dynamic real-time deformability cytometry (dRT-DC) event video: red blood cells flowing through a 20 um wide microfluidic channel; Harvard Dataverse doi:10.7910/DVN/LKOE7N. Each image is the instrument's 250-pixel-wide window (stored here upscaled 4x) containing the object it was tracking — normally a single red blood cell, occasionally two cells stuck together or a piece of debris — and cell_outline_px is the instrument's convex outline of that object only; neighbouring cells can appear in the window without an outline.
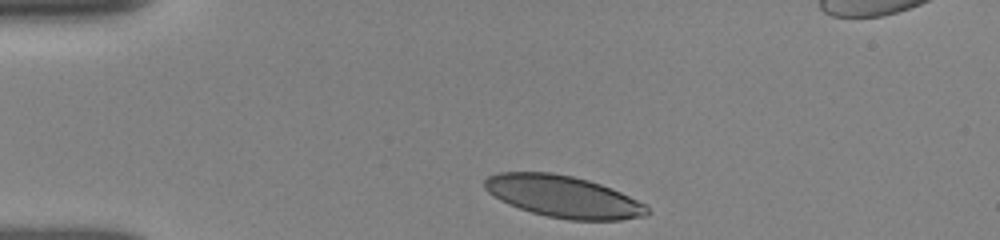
{"species": "human", "species_latin": "Homo sapiens", "temperature_condition": "room temperature", "stored_images_in_passage": 33, "camera_frame_rate_fps": 3000, "um_per_image_px": 0.085, "donor": {"sex": "female"}, "frame": {"image": 1, "passage_image": 1, "time_ms": 0.0, "image_size_px": [1000, 240], "cell_outline_px": [[652, 212], [644, 216], [620, 220], [568, 220], [548, 216], [532, 212], [508, 204], [500, 200], [488, 192], [484, 188], [484, 180], [488, 176], [500, 172], [552, 172], [572, 176], [588, 180], [600, 184], [620, 192], [648, 204]], "centroid_in_image_um": [47.91, 16.71], "position_along_channel_um": 37.1, "area_um2": 39.71}}
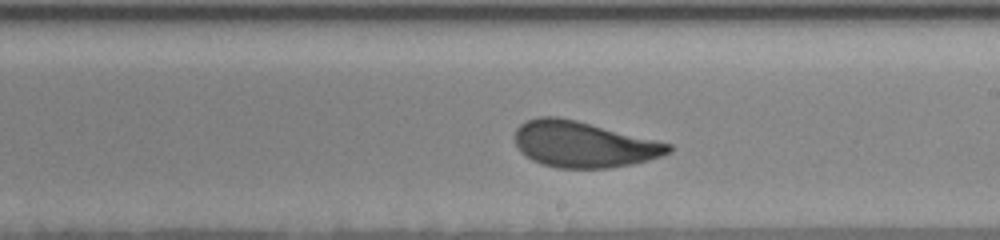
{"frame": {"image": 2, "passage_image": 23, "time_ms": 6.333, "image_size_px": [1000, 240], "cell_outline_px": [[672, 152], [648, 160], [632, 164], [608, 168], [556, 168], [540, 164], [524, 156], [520, 152], [516, 144], [516, 128], [520, 124], [528, 120], [540, 116], [556, 116], [576, 120], [672, 144]], "centroid_in_image_um": [49.58, 12.28], "position_along_channel_um": 239.4, "area_um2": 41.15}}
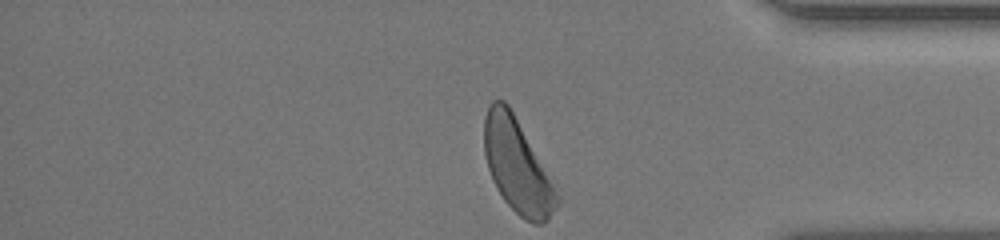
{"frame": {"image": 3, "passage_image": 33, "time_ms": 10.667, "image_size_px": [1000, 240], "cell_outline_px": [[560, 204], [548, 220], [540, 224], [532, 224], [524, 220], [504, 200], [496, 188], [492, 180], [488, 168], [484, 152], [484, 120], [488, 108], [492, 100], [504, 100], [508, 104], [556, 180], [560, 196]], "centroid_in_image_um": [44.05, 14.13], "position_along_channel_um": 391.2, "area_um2": 40.92}, "authors_computed_cell_mechanics": {"area_um2": 41.2114, "velocity_mm_per_s": 3.8749, "shape_relaxation_time_tau1_ms": 2.8114, "shape_relaxation_time_tau2_ms": 1.1712, "deformation_change_tau1": 0.1203, "deformation_change_tau2": 0.0724}}